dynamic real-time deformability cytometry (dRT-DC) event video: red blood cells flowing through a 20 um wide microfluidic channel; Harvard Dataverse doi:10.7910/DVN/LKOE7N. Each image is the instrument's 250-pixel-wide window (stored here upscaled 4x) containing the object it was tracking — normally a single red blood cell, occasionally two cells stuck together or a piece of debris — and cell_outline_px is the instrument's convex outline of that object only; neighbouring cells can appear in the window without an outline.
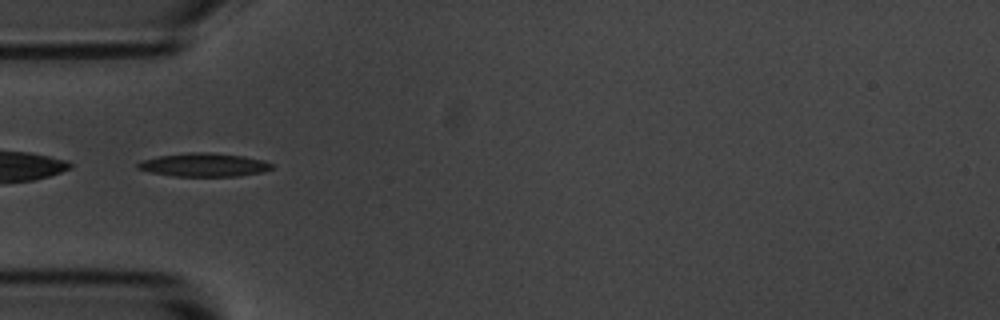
{"species": "common noctule bat (a hibernating species)", "species_latin": "Nyctalus noctula", "temperature_condition": "room temperature", "stored_images_in_passage": 53, "camera_frame_rate_fps": 3000, "um_per_image_px": 0.085, "animal": {"sex": "male", "body_mass_g": 20.1, "forearm_length_mm": 53.5}, "frame": {"image": 1, "passage_image": 16, "time_ms": 5.0, "image_size_px": [1000, 320], "cell_outline_px": [[272, 168], [264, 172], [240, 176], [172, 176], [152, 172], [136, 168], [136, 164], [140, 160], [160, 156], [188, 152], [212, 152], [244, 156], [264, 160], [272, 164]], "centroid_in_image_um": [17.34, 14.01], "position_along_channel_um": 67.7, "area_um2": 18.44}}
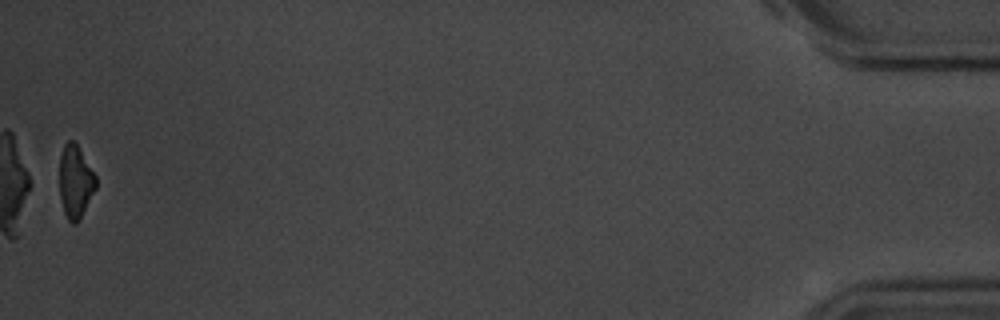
{"frame": {"image": 2, "passage_image": 53, "time_ms": 17.333, "image_size_px": [1000, 320], "cell_outline_px": [[96, 188], [76, 224], [72, 224], [68, 220], [64, 212], [60, 196], [60, 156], [64, 144], [68, 140], [72, 140], [76, 144], [96, 176]], "centroid_in_image_um": [6.39, 15.44], "position_along_channel_um": 428.8, "area_um2": 15.09}, "authors_computed_cell_mechanics": {"area_um2": 17.6868, "velocity_mm_per_s": 3.6898, "shape_relaxation_time_tau1_ms": 3.1239, "shape_relaxation_time_tau2_ms": 9.4552, "deformation_change_tau1": 0.1553, "deformation_change_tau2": 0.199}}